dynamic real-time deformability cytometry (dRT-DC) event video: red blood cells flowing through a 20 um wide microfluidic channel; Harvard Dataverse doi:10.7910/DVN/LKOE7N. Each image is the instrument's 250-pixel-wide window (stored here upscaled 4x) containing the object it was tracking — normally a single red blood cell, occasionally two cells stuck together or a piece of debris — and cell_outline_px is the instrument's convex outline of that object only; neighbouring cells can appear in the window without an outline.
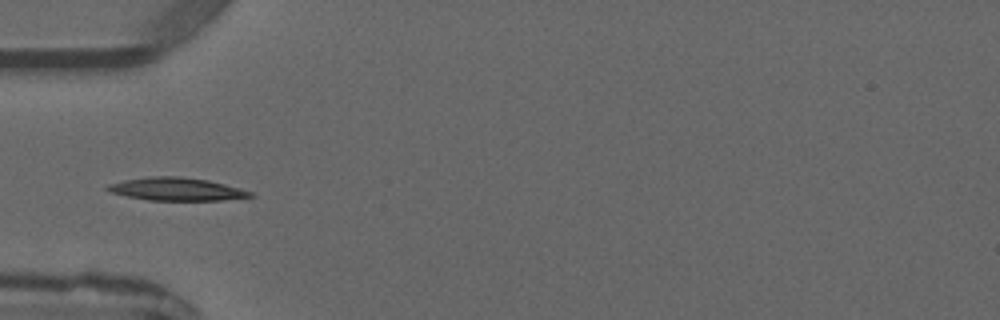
{"species": "common noctule bat (a hibernating species)", "species_latin": "Nyctalus noctula", "temperature_condition": "warm", "stored_images_in_passage": 4, "camera_frame_rate_fps": 3000, "um_per_image_px": 0.085, "animal": {"sex": "male", "forearm_length_mm": 52.5}, "frame": {"image": 1, "passage_image": 3, "time_ms": 3.333, "image_size_px": [1000, 320], "cell_outline_px": [[256, 196], [220, 200], [148, 200], [108, 192], [104, 188], [108, 184], [124, 180], [152, 176], [180, 176], [208, 180], [240, 188], [252, 192]], "centroid_in_image_um": [14.98, 16.07], "position_along_channel_um": 70.0, "area_um2": 19.02}}
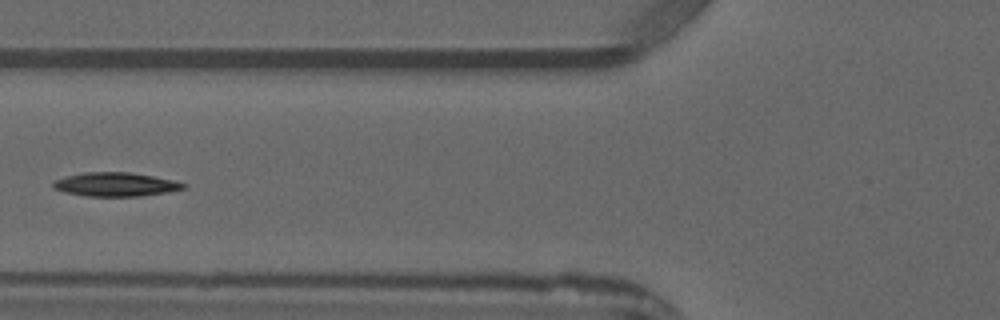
{"frame": {"image": 2, "passage_image": 4, "time_ms": 4.333, "image_size_px": [1000, 320], "cell_outline_px": [[188, 184], [184, 188], [168, 192], [140, 196], [88, 196], [64, 192], [52, 188], [52, 184], [56, 180], [68, 176], [84, 172], [128, 172], [176, 180]], "centroid_in_image_um": [9.85, 15.67], "position_along_channel_um": 115.9, "area_um2": 18.03}}